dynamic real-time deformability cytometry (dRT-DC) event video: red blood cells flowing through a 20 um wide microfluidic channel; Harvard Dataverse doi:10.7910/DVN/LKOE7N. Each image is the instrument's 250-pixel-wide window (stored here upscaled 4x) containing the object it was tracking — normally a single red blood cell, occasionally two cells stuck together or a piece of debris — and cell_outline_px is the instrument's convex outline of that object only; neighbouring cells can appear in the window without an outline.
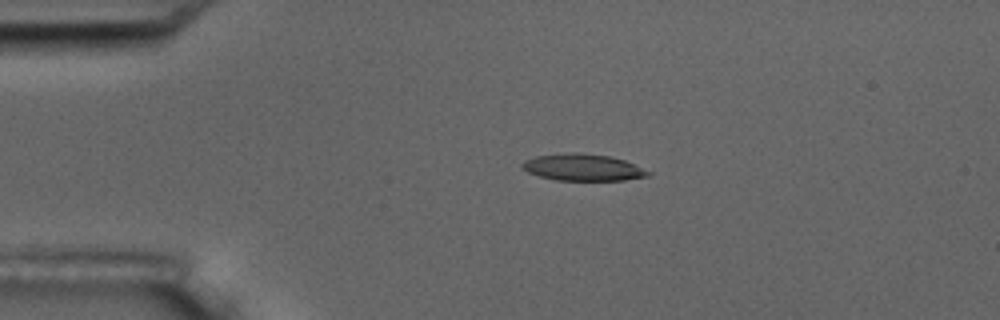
{"species": "common noctule bat (a hibernating species)", "species_latin": "Nyctalus noctula", "temperature_condition": "room temperature", "stored_images_in_passage": 4, "camera_frame_rate_fps": 3000, "um_per_image_px": 0.085, "animal": {"sex": "male", "body_mass_g": 17.5, "forearm_length_mm": 52.3}, "frame": {"image": 1, "passage_image": 3, "time_ms": 2.333, "image_size_px": [1000, 320], "cell_outline_px": [[652, 172], [648, 176], [624, 180], [556, 180], [540, 176], [528, 172], [520, 164], [524, 160], [536, 156], [572, 152], [576, 152], [608, 156], [624, 160]], "centroid_in_image_um": [49.54, 14.23], "position_along_channel_um": 35.5, "area_um2": 19.42}}